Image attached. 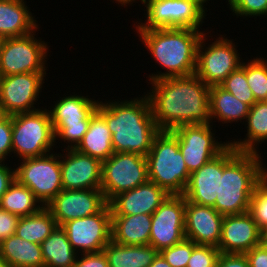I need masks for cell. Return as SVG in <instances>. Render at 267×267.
<instances>
[{
  "label": "cell",
  "mask_w": 267,
  "mask_h": 267,
  "mask_svg": "<svg viewBox=\"0 0 267 267\" xmlns=\"http://www.w3.org/2000/svg\"><path fill=\"white\" fill-rule=\"evenodd\" d=\"M20 217L0 208V242L15 234Z\"/></svg>",
  "instance_id": "obj_40"
},
{
  "label": "cell",
  "mask_w": 267,
  "mask_h": 267,
  "mask_svg": "<svg viewBox=\"0 0 267 267\" xmlns=\"http://www.w3.org/2000/svg\"><path fill=\"white\" fill-rule=\"evenodd\" d=\"M136 31L155 62L166 69L163 73L157 71L149 75V82L195 74L197 49L204 31L174 27Z\"/></svg>",
  "instance_id": "obj_4"
},
{
  "label": "cell",
  "mask_w": 267,
  "mask_h": 267,
  "mask_svg": "<svg viewBox=\"0 0 267 267\" xmlns=\"http://www.w3.org/2000/svg\"><path fill=\"white\" fill-rule=\"evenodd\" d=\"M75 149L101 162L114 154L112 134L105 119L98 112L91 117L88 130Z\"/></svg>",
  "instance_id": "obj_27"
},
{
  "label": "cell",
  "mask_w": 267,
  "mask_h": 267,
  "mask_svg": "<svg viewBox=\"0 0 267 267\" xmlns=\"http://www.w3.org/2000/svg\"><path fill=\"white\" fill-rule=\"evenodd\" d=\"M46 74L35 72L0 76V107L3 114L12 116L38 110L35 105L44 87Z\"/></svg>",
  "instance_id": "obj_14"
},
{
  "label": "cell",
  "mask_w": 267,
  "mask_h": 267,
  "mask_svg": "<svg viewBox=\"0 0 267 267\" xmlns=\"http://www.w3.org/2000/svg\"><path fill=\"white\" fill-rule=\"evenodd\" d=\"M60 152L61 178L63 189H100L102 162L76 149Z\"/></svg>",
  "instance_id": "obj_18"
},
{
  "label": "cell",
  "mask_w": 267,
  "mask_h": 267,
  "mask_svg": "<svg viewBox=\"0 0 267 267\" xmlns=\"http://www.w3.org/2000/svg\"><path fill=\"white\" fill-rule=\"evenodd\" d=\"M191 1L194 2L206 14L207 8L204 6L205 3L207 4V2L210 0H191Z\"/></svg>",
  "instance_id": "obj_47"
},
{
  "label": "cell",
  "mask_w": 267,
  "mask_h": 267,
  "mask_svg": "<svg viewBox=\"0 0 267 267\" xmlns=\"http://www.w3.org/2000/svg\"><path fill=\"white\" fill-rule=\"evenodd\" d=\"M264 59L256 56L240 66L246 73L247 83L257 102L267 98V59Z\"/></svg>",
  "instance_id": "obj_33"
},
{
  "label": "cell",
  "mask_w": 267,
  "mask_h": 267,
  "mask_svg": "<svg viewBox=\"0 0 267 267\" xmlns=\"http://www.w3.org/2000/svg\"><path fill=\"white\" fill-rule=\"evenodd\" d=\"M245 123L247 124L246 137L237 141L232 139L234 141H229V145L238 151L261 154L258 150L259 143L267 141V104L261 101L250 107Z\"/></svg>",
  "instance_id": "obj_29"
},
{
  "label": "cell",
  "mask_w": 267,
  "mask_h": 267,
  "mask_svg": "<svg viewBox=\"0 0 267 267\" xmlns=\"http://www.w3.org/2000/svg\"><path fill=\"white\" fill-rule=\"evenodd\" d=\"M209 107L212 124L216 122V120L213 121L215 118L222 124L242 122V120L244 123L250 111L248 104L241 102L220 85L210 87Z\"/></svg>",
  "instance_id": "obj_25"
},
{
  "label": "cell",
  "mask_w": 267,
  "mask_h": 267,
  "mask_svg": "<svg viewBox=\"0 0 267 267\" xmlns=\"http://www.w3.org/2000/svg\"><path fill=\"white\" fill-rule=\"evenodd\" d=\"M43 207L32 190L21 185L16 179L0 198V208L18 217L32 215Z\"/></svg>",
  "instance_id": "obj_31"
},
{
  "label": "cell",
  "mask_w": 267,
  "mask_h": 267,
  "mask_svg": "<svg viewBox=\"0 0 267 267\" xmlns=\"http://www.w3.org/2000/svg\"><path fill=\"white\" fill-rule=\"evenodd\" d=\"M220 250L214 246L197 245L188 260L187 267H216Z\"/></svg>",
  "instance_id": "obj_38"
},
{
  "label": "cell",
  "mask_w": 267,
  "mask_h": 267,
  "mask_svg": "<svg viewBox=\"0 0 267 267\" xmlns=\"http://www.w3.org/2000/svg\"><path fill=\"white\" fill-rule=\"evenodd\" d=\"M102 251L109 267H149L159 254L151 245H122L112 240Z\"/></svg>",
  "instance_id": "obj_26"
},
{
  "label": "cell",
  "mask_w": 267,
  "mask_h": 267,
  "mask_svg": "<svg viewBox=\"0 0 267 267\" xmlns=\"http://www.w3.org/2000/svg\"><path fill=\"white\" fill-rule=\"evenodd\" d=\"M4 163L0 161V198L15 180V166L12 168L7 163L6 165Z\"/></svg>",
  "instance_id": "obj_44"
},
{
  "label": "cell",
  "mask_w": 267,
  "mask_h": 267,
  "mask_svg": "<svg viewBox=\"0 0 267 267\" xmlns=\"http://www.w3.org/2000/svg\"><path fill=\"white\" fill-rule=\"evenodd\" d=\"M206 34L208 32L204 33L198 45L195 75L211 87L220 85L241 66L243 59L239 57L241 55L237 52L235 42L223 35L205 47L204 43L208 39Z\"/></svg>",
  "instance_id": "obj_9"
},
{
  "label": "cell",
  "mask_w": 267,
  "mask_h": 267,
  "mask_svg": "<svg viewBox=\"0 0 267 267\" xmlns=\"http://www.w3.org/2000/svg\"><path fill=\"white\" fill-rule=\"evenodd\" d=\"M219 185V155L192 172L183 196L188 202L214 207Z\"/></svg>",
  "instance_id": "obj_22"
},
{
  "label": "cell",
  "mask_w": 267,
  "mask_h": 267,
  "mask_svg": "<svg viewBox=\"0 0 267 267\" xmlns=\"http://www.w3.org/2000/svg\"><path fill=\"white\" fill-rule=\"evenodd\" d=\"M148 178L170 195H183L190 172L179 150L177 137L170 130H160L146 155Z\"/></svg>",
  "instance_id": "obj_5"
},
{
  "label": "cell",
  "mask_w": 267,
  "mask_h": 267,
  "mask_svg": "<svg viewBox=\"0 0 267 267\" xmlns=\"http://www.w3.org/2000/svg\"><path fill=\"white\" fill-rule=\"evenodd\" d=\"M216 267H249L245 254L220 253Z\"/></svg>",
  "instance_id": "obj_43"
},
{
  "label": "cell",
  "mask_w": 267,
  "mask_h": 267,
  "mask_svg": "<svg viewBox=\"0 0 267 267\" xmlns=\"http://www.w3.org/2000/svg\"><path fill=\"white\" fill-rule=\"evenodd\" d=\"M185 239V197L168 195L152 214L149 245L158 252Z\"/></svg>",
  "instance_id": "obj_15"
},
{
  "label": "cell",
  "mask_w": 267,
  "mask_h": 267,
  "mask_svg": "<svg viewBox=\"0 0 267 267\" xmlns=\"http://www.w3.org/2000/svg\"><path fill=\"white\" fill-rule=\"evenodd\" d=\"M55 135L48 109L12 115V153L17 158L41 157L53 151Z\"/></svg>",
  "instance_id": "obj_6"
},
{
  "label": "cell",
  "mask_w": 267,
  "mask_h": 267,
  "mask_svg": "<svg viewBox=\"0 0 267 267\" xmlns=\"http://www.w3.org/2000/svg\"><path fill=\"white\" fill-rule=\"evenodd\" d=\"M17 166L15 179L31 189L44 206L63 190L59 153L22 159Z\"/></svg>",
  "instance_id": "obj_10"
},
{
  "label": "cell",
  "mask_w": 267,
  "mask_h": 267,
  "mask_svg": "<svg viewBox=\"0 0 267 267\" xmlns=\"http://www.w3.org/2000/svg\"><path fill=\"white\" fill-rule=\"evenodd\" d=\"M44 267H74L78 253L61 226L41 243Z\"/></svg>",
  "instance_id": "obj_30"
},
{
  "label": "cell",
  "mask_w": 267,
  "mask_h": 267,
  "mask_svg": "<svg viewBox=\"0 0 267 267\" xmlns=\"http://www.w3.org/2000/svg\"><path fill=\"white\" fill-rule=\"evenodd\" d=\"M107 204L101 189H63L45 207L62 226L67 221L94 215Z\"/></svg>",
  "instance_id": "obj_17"
},
{
  "label": "cell",
  "mask_w": 267,
  "mask_h": 267,
  "mask_svg": "<svg viewBox=\"0 0 267 267\" xmlns=\"http://www.w3.org/2000/svg\"><path fill=\"white\" fill-rule=\"evenodd\" d=\"M197 245L189 239L163 249L159 254L172 266V267H187L188 260L191 257L193 249Z\"/></svg>",
  "instance_id": "obj_36"
},
{
  "label": "cell",
  "mask_w": 267,
  "mask_h": 267,
  "mask_svg": "<svg viewBox=\"0 0 267 267\" xmlns=\"http://www.w3.org/2000/svg\"><path fill=\"white\" fill-rule=\"evenodd\" d=\"M53 107L48 108L52 127L57 140L69 143L65 149H75L88 130L91 117L97 112L99 99L96 101L88 96L71 95L60 97ZM93 99V100H92ZM60 138V139H58ZM57 141V142H56Z\"/></svg>",
  "instance_id": "obj_7"
},
{
  "label": "cell",
  "mask_w": 267,
  "mask_h": 267,
  "mask_svg": "<svg viewBox=\"0 0 267 267\" xmlns=\"http://www.w3.org/2000/svg\"><path fill=\"white\" fill-rule=\"evenodd\" d=\"M115 1V3H117V4H119L120 3V5L122 6V7H125V6H128L129 4H133V3H135V1H137V0H114ZM139 1H141V3L143 4V2H144V0H139Z\"/></svg>",
  "instance_id": "obj_48"
},
{
  "label": "cell",
  "mask_w": 267,
  "mask_h": 267,
  "mask_svg": "<svg viewBox=\"0 0 267 267\" xmlns=\"http://www.w3.org/2000/svg\"><path fill=\"white\" fill-rule=\"evenodd\" d=\"M152 214L111 215V240L122 245H149Z\"/></svg>",
  "instance_id": "obj_24"
},
{
  "label": "cell",
  "mask_w": 267,
  "mask_h": 267,
  "mask_svg": "<svg viewBox=\"0 0 267 267\" xmlns=\"http://www.w3.org/2000/svg\"><path fill=\"white\" fill-rule=\"evenodd\" d=\"M4 116L2 110H1V107H0V118H2Z\"/></svg>",
  "instance_id": "obj_51"
},
{
  "label": "cell",
  "mask_w": 267,
  "mask_h": 267,
  "mask_svg": "<svg viewBox=\"0 0 267 267\" xmlns=\"http://www.w3.org/2000/svg\"><path fill=\"white\" fill-rule=\"evenodd\" d=\"M3 40H4V38L0 35V50H1V47H2Z\"/></svg>",
  "instance_id": "obj_50"
},
{
  "label": "cell",
  "mask_w": 267,
  "mask_h": 267,
  "mask_svg": "<svg viewBox=\"0 0 267 267\" xmlns=\"http://www.w3.org/2000/svg\"><path fill=\"white\" fill-rule=\"evenodd\" d=\"M245 256L249 267H267V247L261 244L253 247Z\"/></svg>",
  "instance_id": "obj_42"
},
{
  "label": "cell",
  "mask_w": 267,
  "mask_h": 267,
  "mask_svg": "<svg viewBox=\"0 0 267 267\" xmlns=\"http://www.w3.org/2000/svg\"><path fill=\"white\" fill-rule=\"evenodd\" d=\"M57 226L55 218L44 206L39 212L20 217L15 234L23 240L41 244Z\"/></svg>",
  "instance_id": "obj_32"
},
{
  "label": "cell",
  "mask_w": 267,
  "mask_h": 267,
  "mask_svg": "<svg viewBox=\"0 0 267 267\" xmlns=\"http://www.w3.org/2000/svg\"><path fill=\"white\" fill-rule=\"evenodd\" d=\"M149 267H172V266L160 254H158Z\"/></svg>",
  "instance_id": "obj_45"
},
{
  "label": "cell",
  "mask_w": 267,
  "mask_h": 267,
  "mask_svg": "<svg viewBox=\"0 0 267 267\" xmlns=\"http://www.w3.org/2000/svg\"><path fill=\"white\" fill-rule=\"evenodd\" d=\"M149 181L146 156L114 152L102 161L101 190L109 203L119 193L129 191Z\"/></svg>",
  "instance_id": "obj_8"
},
{
  "label": "cell",
  "mask_w": 267,
  "mask_h": 267,
  "mask_svg": "<svg viewBox=\"0 0 267 267\" xmlns=\"http://www.w3.org/2000/svg\"><path fill=\"white\" fill-rule=\"evenodd\" d=\"M220 86L250 107L257 102L247 83L246 73L241 67L232 72Z\"/></svg>",
  "instance_id": "obj_34"
},
{
  "label": "cell",
  "mask_w": 267,
  "mask_h": 267,
  "mask_svg": "<svg viewBox=\"0 0 267 267\" xmlns=\"http://www.w3.org/2000/svg\"><path fill=\"white\" fill-rule=\"evenodd\" d=\"M262 160L261 154L238 151L230 145L219 154V185L213 207L217 212L225 216L249 211L254 190L267 175Z\"/></svg>",
  "instance_id": "obj_2"
},
{
  "label": "cell",
  "mask_w": 267,
  "mask_h": 267,
  "mask_svg": "<svg viewBox=\"0 0 267 267\" xmlns=\"http://www.w3.org/2000/svg\"><path fill=\"white\" fill-rule=\"evenodd\" d=\"M29 10L25 0H0V35L3 38L21 37L39 29Z\"/></svg>",
  "instance_id": "obj_23"
},
{
  "label": "cell",
  "mask_w": 267,
  "mask_h": 267,
  "mask_svg": "<svg viewBox=\"0 0 267 267\" xmlns=\"http://www.w3.org/2000/svg\"><path fill=\"white\" fill-rule=\"evenodd\" d=\"M229 9L238 16H267V0H227Z\"/></svg>",
  "instance_id": "obj_37"
},
{
  "label": "cell",
  "mask_w": 267,
  "mask_h": 267,
  "mask_svg": "<svg viewBox=\"0 0 267 267\" xmlns=\"http://www.w3.org/2000/svg\"><path fill=\"white\" fill-rule=\"evenodd\" d=\"M260 244L267 247V225L261 228Z\"/></svg>",
  "instance_id": "obj_46"
},
{
  "label": "cell",
  "mask_w": 267,
  "mask_h": 267,
  "mask_svg": "<svg viewBox=\"0 0 267 267\" xmlns=\"http://www.w3.org/2000/svg\"><path fill=\"white\" fill-rule=\"evenodd\" d=\"M224 216L213 207L202 206L185 199V238L196 245L218 248Z\"/></svg>",
  "instance_id": "obj_20"
},
{
  "label": "cell",
  "mask_w": 267,
  "mask_h": 267,
  "mask_svg": "<svg viewBox=\"0 0 267 267\" xmlns=\"http://www.w3.org/2000/svg\"><path fill=\"white\" fill-rule=\"evenodd\" d=\"M0 255L9 267H44L41 244L23 240L16 234L0 242Z\"/></svg>",
  "instance_id": "obj_28"
},
{
  "label": "cell",
  "mask_w": 267,
  "mask_h": 267,
  "mask_svg": "<svg viewBox=\"0 0 267 267\" xmlns=\"http://www.w3.org/2000/svg\"><path fill=\"white\" fill-rule=\"evenodd\" d=\"M97 112L105 119L112 134L114 152L146 156L155 135L160 131L154 121L150 101L144 96L132 100H100Z\"/></svg>",
  "instance_id": "obj_3"
},
{
  "label": "cell",
  "mask_w": 267,
  "mask_h": 267,
  "mask_svg": "<svg viewBox=\"0 0 267 267\" xmlns=\"http://www.w3.org/2000/svg\"><path fill=\"white\" fill-rule=\"evenodd\" d=\"M61 227L77 253L101 252L111 241L110 205L94 215L67 221Z\"/></svg>",
  "instance_id": "obj_16"
},
{
  "label": "cell",
  "mask_w": 267,
  "mask_h": 267,
  "mask_svg": "<svg viewBox=\"0 0 267 267\" xmlns=\"http://www.w3.org/2000/svg\"><path fill=\"white\" fill-rule=\"evenodd\" d=\"M145 23L135 25L136 30L154 28H191L200 30L205 13L191 0H144Z\"/></svg>",
  "instance_id": "obj_13"
},
{
  "label": "cell",
  "mask_w": 267,
  "mask_h": 267,
  "mask_svg": "<svg viewBox=\"0 0 267 267\" xmlns=\"http://www.w3.org/2000/svg\"><path fill=\"white\" fill-rule=\"evenodd\" d=\"M0 267H9L7 262L3 257H1V255H0Z\"/></svg>",
  "instance_id": "obj_49"
},
{
  "label": "cell",
  "mask_w": 267,
  "mask_h": 267,
  "mask_svg": "<svg viewBox=\"0 0 267 267\" xmlns=\"http://www.w3.org/2000/svg\"><path fill=\"white\" fill-rule=\"evenodd\" d=\"M148 84L152 87L146 95L159 130L185 124H211L210 86L195 74L161 78Z\"/></svg>",
  "instance_id": "obj_1"
},
{
  "label": "cell",
  "mask_w": 267,
  "mask_h": 267,
  "mask_svg": "<svg viewBox=\"0 0 267 267\" xmlns=\"http://www.w3.org/2000/svg\"><path fill=\"white\" fill-rule=\"evenodd\" d=\"M168 195L156 183L148 181L115 196L109 202L111 215L153 214Z\"/></svg>",
  "instance_id": "obj_21"
},
{
  "label": "cell",
  "mask_w": 267,
  "mask_h": 267,
  "mask_svg": "<svg viewBox=\"0 0 267 267\" xmlns=\"http://www.w3.org/2000/svg\"><path fill=\"white\" fill-rule=\"evenodd\" d=\"M212 128V123L185 124L170 130L177 137L179 150L190 173L200 169L229 146V141L218 142Z\"/></svg>",
  "instance_id": "obj_12"
},
{
  "label": "cell",
  "mask_w": 267,
  "mask_h": 267,
  "mask_svg": "<svg viewBox=\"0 0 267 267\" xmlns=\"http://www.w3.org/2000/svg\"><path fill=\"white\" fill-rule=\"evenodd\" d=\"M77 256L74 267H109L103 251L96 253H83ZM79 257V258H78Z\"/></svg>",
  "instance_id": "obj_41"
},
{
  "label": "cell",
  "mask_w": 267,
  "mask_h": 267,
  "mask_svg": "<svg viewBox=\"0 0 267 267\" xmlns=\"http://www.w3.org/2000/svg\"><path fill=\"white\" fill-rule=\"evenodd\" d=\"M12 152V116L0 118V161L4 162Z\"/></svg>",
  "instance_id": "obj_39"
},
{
  "label": "cell",
  "mask_w": 267,
  "mask_h": 267,
  "mask_svg": "<svg viewBox=\"0 0 267 267\" xmlns=\"http://www.w3.org/2000/svg\"><path fill=\"white\" fill-rule=\"evenodd\" d=\"M32 33L4 38L0 50V76L46 72L48 45Z\"/></svg>",
  "instance_id": "obj_11"
},
{
  "label": "cell",
  "mask_w": 267,
  "mask_h": 267,
  "mask_svg": "<svg viewBox=\"0 0 267 267\" xmlns=\"http://www.w3.org/2000/svg\"><path fill=\"white\" fill-rule=\"evenodd\" d=\"M249 212L260 229L267 225V175L254 190Z\"/></svg>",
  "instance_id": "obj_35"
},
{
  "label": "cell",
  "mask_w": 267,
  "mask_h": 267,
  "mask_svg": "<svg viewBox=\"0 0 267 267\" xmlns=\"http://www.w3.org/2000/svg\"><path fill=\"white\" fill-rule=\"evenodd\" d=\"M260 231L249 211L225 215L218 249L220 253L245 254L260 244Z\"/></svg>",
  "instance_id": "obj_19"
}]
</instances>
